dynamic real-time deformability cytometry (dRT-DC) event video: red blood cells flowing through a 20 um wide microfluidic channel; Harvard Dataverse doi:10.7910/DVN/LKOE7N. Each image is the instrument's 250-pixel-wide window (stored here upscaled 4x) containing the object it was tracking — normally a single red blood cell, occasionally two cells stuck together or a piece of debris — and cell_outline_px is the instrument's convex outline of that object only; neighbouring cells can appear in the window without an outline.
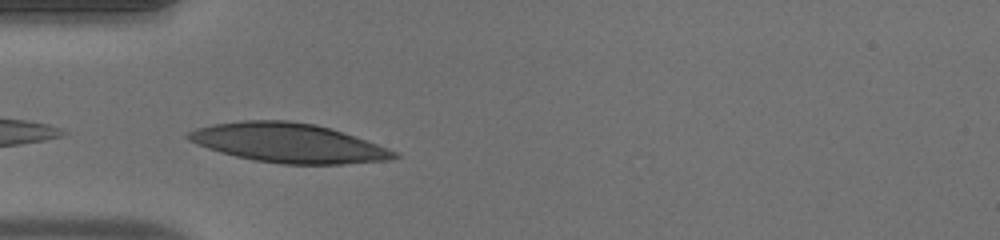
{"species": "human", "species_latin": "Homo sapiens", "temperature_condition": "warm", "stored_images_in_passage": 16, "camera_frame_rate_fps": 3000, "um_per_image_px": 0.085, "donor": {"sex": "male"}, "frame": {"image": 1, "passage_image": 1, "time_ms": 0.0, "image_size_px": [1000, 240], "cell_outline_px": [[400, 156], [392, 160], [344, 164], [284, 164], [256, 160], [236, 156], [220, 152], [196, 144], [188, 140], [184, 136], [188, 132], [196, 128], [212, 124], [244, 120], [288, 120], [316, 124], [344, 132], [388, 148], [396, 152]], "centroid_in_image_um": [24.52, 12.14], "position_along_channel_um": 60.5, "area_um2": 47.16}}
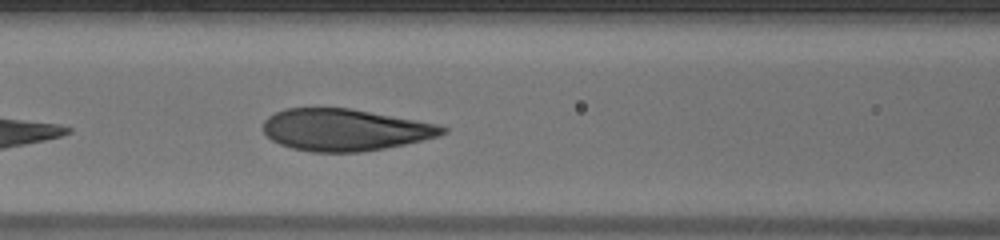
{"frame": {"image": 2, "passage_image": 7, "time_ms": 2.0, "image_size_px": [1000, 240], "cell_outline_px": [[448, 132], [436, 136], [404, 144], [384, 148], [360, 152], [312, 152], [292, 148], [280, 144], [272, 140], [264, 132], [264, 120], [268, 116], [284, 108], [348, 108], [436, 124], [448, 128]], "centroid_in_image_um": [29.27, 11.04], "position_along_channel_um": 137.3, "area_um2": 43.23}}
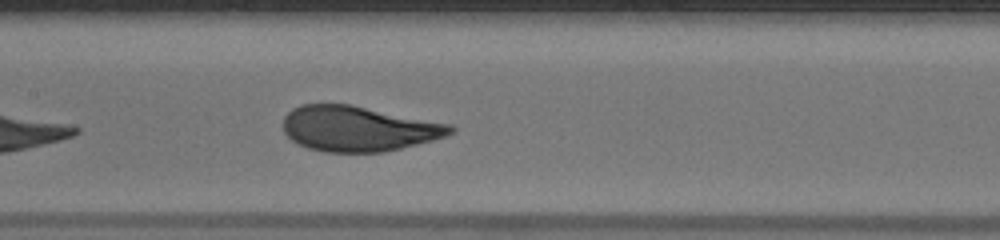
{"frame": {"image": 3, "passage_image": 10, "time_ms": 3.0, "image_size_px": [1000, 240], "cell_outline_px": [[456, 128], [452, 132], [444, 136], [432, 140], [384, 152], [324, 152], [308, 148], [292, 140], [284, 132], [284, 116], [292, 108], [300, 104], [352, 104], [452, 124]], "centroid_in_image_um": [30.46, 10.92], "position_along_channel_um": 176.9, "area_um2": 44.16}}